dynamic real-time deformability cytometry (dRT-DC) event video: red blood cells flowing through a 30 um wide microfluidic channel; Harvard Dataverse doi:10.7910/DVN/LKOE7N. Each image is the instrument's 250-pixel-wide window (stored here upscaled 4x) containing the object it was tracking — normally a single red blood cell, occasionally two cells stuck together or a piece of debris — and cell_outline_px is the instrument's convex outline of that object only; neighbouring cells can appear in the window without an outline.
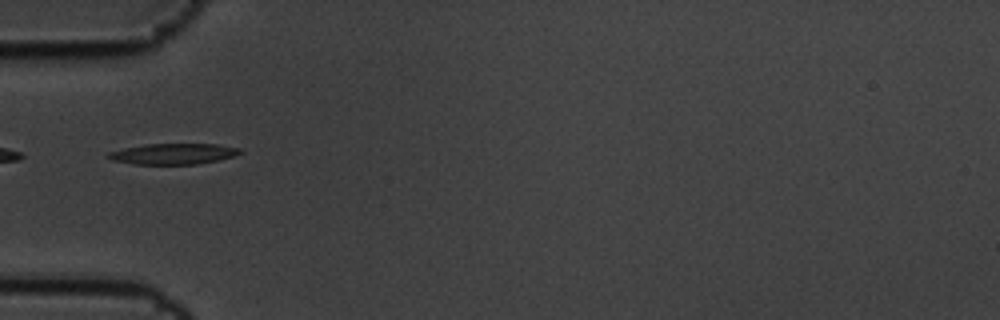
{"species": "common noctule bat (a hibernating species)", "species_latin": "Nyctalus noctula", "temperature_condition": "cold", "stored_images_in_passage": 3, "camera_frame_rate_fps": 3000, "um_per_image_px": 0.085, "animal": {"sex": "male", "body_mass_g": 19.5, "forearm_length_mm": 54.6}, "frame": {"image": 1, "passage_image": 1, "time_ms": 0.0, "image_size_px": [1000, 320], "cell_outline_px": [[244, 152], [220, 160], [196, 164], [132, 164], [112, 160], [104, 156], [108, 152], [124, 148], [148, 144], [216, 144], [240, 148]], "centroid_in_image_um": [14.71, 13.08], "position_along_channel_um": 70.3, "area_um2": 16.01}}
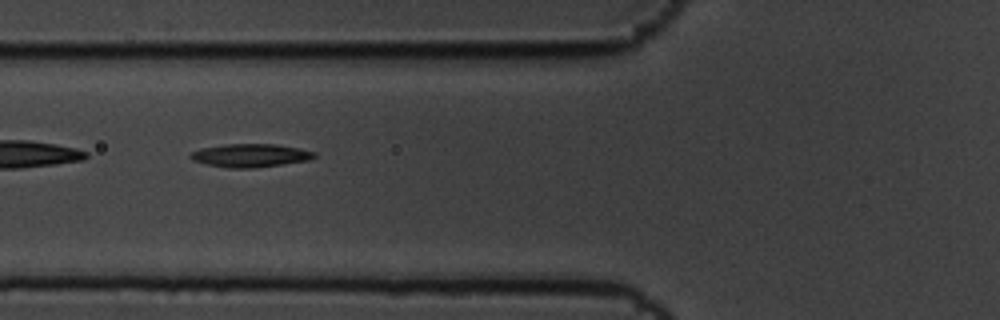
{"frame": {"image": 2, "passage_image": 2, "time_ms": 0.333, "image_size_px": [1000, 320], "cell_outline_px": [[316, 156], [312, 160], [252, 168], [228, 168], [208, 164], [192, 160], [188, 156], [192, 152], [200, 148], [224, 144], [276, 144], [300, 148], [316, 152]], "centroid_in_image_um": [21.31, 13.21], "position_along_channel_um": 104.5, "area_um2": 16.88}}
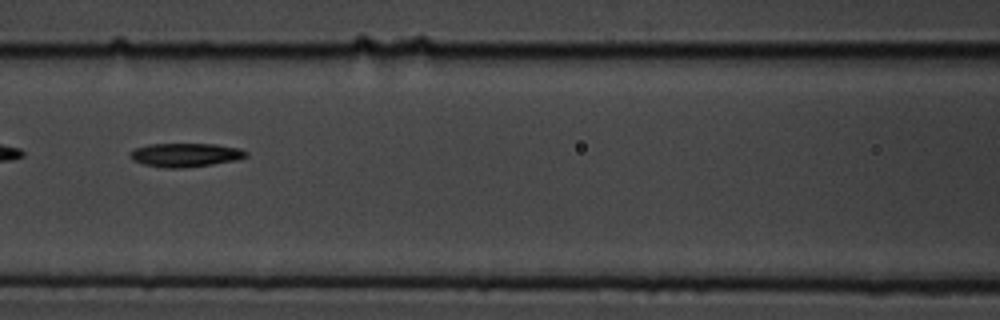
{"frame": {"image": 3, "passage_image": 3, "time_ms": 0.667, "image_size_px": [1000, 320], "cell_outline_px": [[248, 156], [236, 160], [212, 164], [180, 168], [164, 168], [144, 164], [132, 160], [128, 156], [128, 152], [136, 148], [148, 144], [216, 144], [240, 148], [248, 152]], "centroid_in_image_um": [15.74, 13.16], "position_along_channel_um": 150.9, "area_um2": 16.13}}